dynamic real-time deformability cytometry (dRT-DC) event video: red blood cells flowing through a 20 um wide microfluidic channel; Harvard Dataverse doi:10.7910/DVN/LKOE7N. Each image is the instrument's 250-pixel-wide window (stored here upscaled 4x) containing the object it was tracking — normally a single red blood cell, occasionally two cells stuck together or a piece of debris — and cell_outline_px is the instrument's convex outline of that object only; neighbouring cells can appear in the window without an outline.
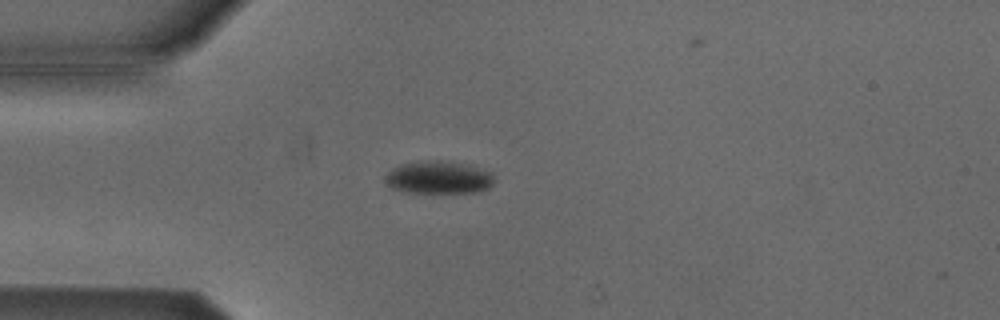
{"species": "Egyptian fruit bat (a non-hibernating species)", "species_latin": "Rousettus aegyptiacus", "temperature_condition": "cold", "stored_images_in_passage": 3, "camera_frame_rate_fps": 3000, "um_per_image_px": 0.085, "animal": {"sex": "male"}, "frame": {"image": 1, "passage_image": 1, "time_ms": 0.0, "image_size_px": [1000, 320], "cell_outline_px": [[496, 180], [488, 188], [476, 192], [404, 192], [392, 188], [384, 184], [384, 176], [392, 168], [400, 164], [416, 160], [452, 160], [468, 164], [492, 172]], "centroid_in_image_um": [37.26, 15.05], "position_along_channel_um": 47.7, "area_um2": 21.39}}